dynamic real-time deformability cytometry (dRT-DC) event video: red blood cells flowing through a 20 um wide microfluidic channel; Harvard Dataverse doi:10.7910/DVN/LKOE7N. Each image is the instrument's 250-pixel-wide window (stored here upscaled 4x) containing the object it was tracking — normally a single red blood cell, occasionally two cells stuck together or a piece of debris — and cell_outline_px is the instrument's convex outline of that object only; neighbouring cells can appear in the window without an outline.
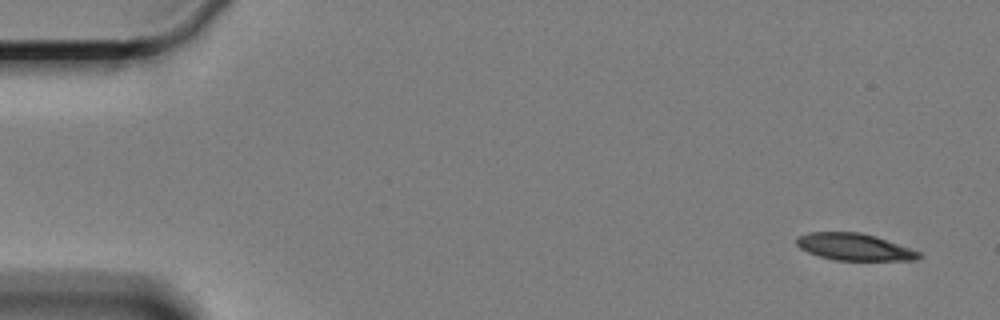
{"species": "Egyptian fruit bat (a non-hibernating species)", "species_latin": "Rousettus aegyptiacus", "temperature_condition": "cold", "stored_images_in_passage": 4, "camera_frame_rate_fps": 3000, "um_per_image_px": 0.085, "animal": {"sex": "female"}, "frame": {"image": 1, "passage_image": 1, "time_ms": 0.0, "image_size_px": [1000, 320], "cell_outline_px": [[924, 256], [916, 260], [832, 260], [808, 252], [800, 248], [796, 244], [796, 240], [800, 236], [808, 232], [860, 232], [876, 236], [920, 252]], "centroid_in_image_um": [72.62, 20.99], "position_along_channel_um": 12.4, "area_um2": 19.13}}
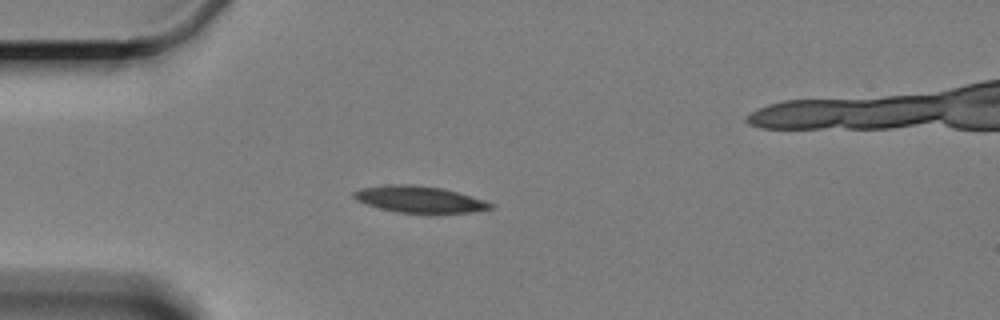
{"frame": {"image": 2, "passage_image": 4, "time_ms": 4.333, "image_size_px": [1000, 320], "cell_outline_px": [[496, 208], [468, 212], [428, 216], [396, 212], [380, 208], [356, 200], [352, 196], [352, 192], [364, 188], [392, 184], [416, 184], [440, 188], [472, 196], [496, 204]], "centroid_in_image_um": [35.72, 16.99], "position_along_channel_um": 49.3, "area_um2": 21.85}}